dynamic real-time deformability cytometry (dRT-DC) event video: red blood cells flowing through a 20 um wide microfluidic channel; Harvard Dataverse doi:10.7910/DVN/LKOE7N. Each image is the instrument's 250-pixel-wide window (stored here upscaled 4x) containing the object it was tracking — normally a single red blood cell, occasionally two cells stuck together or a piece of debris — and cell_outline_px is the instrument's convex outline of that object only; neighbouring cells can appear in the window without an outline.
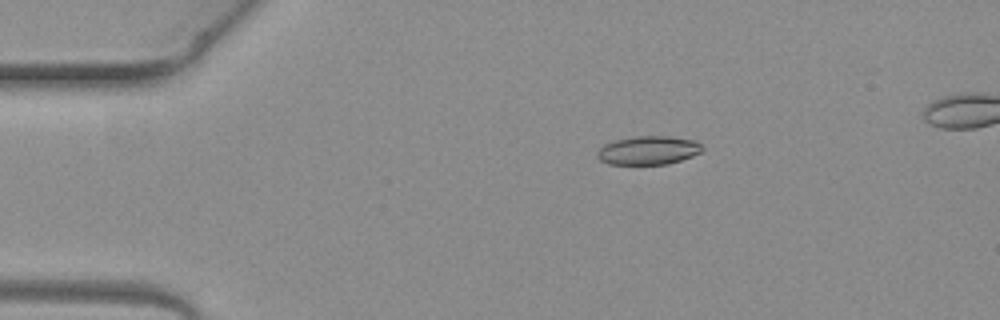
{"species": "common noctule bat (a hibernating species)", "species_latin": "Nyctalus noctula", "temperature_condition": "warm", "stored_images_in_passage": 5, "camera_frame_rate_fps": 3000, "um_per_image_px": 0.085, "animal": {"sex": "female", "body_mass_g": 19.3, "forearm_length_mm": 54.1}, "frame": {"image": 1, "passage_image": 3, "time_ms": 0.667, "image_size_px": [1000, 320], "cell_outline_px": [[704, 148], [700, 152], [692, 156], [668, 164], [608, 164], [600, 160], [596, 156], [596, 152], [604, 144], [612, 140], [636, 136], [668, 136], [696, 140]], "centroid_in_image_um": [55.08, 12.77], "position_along_channel_um": 29.9, "area_um2": 17.63}}